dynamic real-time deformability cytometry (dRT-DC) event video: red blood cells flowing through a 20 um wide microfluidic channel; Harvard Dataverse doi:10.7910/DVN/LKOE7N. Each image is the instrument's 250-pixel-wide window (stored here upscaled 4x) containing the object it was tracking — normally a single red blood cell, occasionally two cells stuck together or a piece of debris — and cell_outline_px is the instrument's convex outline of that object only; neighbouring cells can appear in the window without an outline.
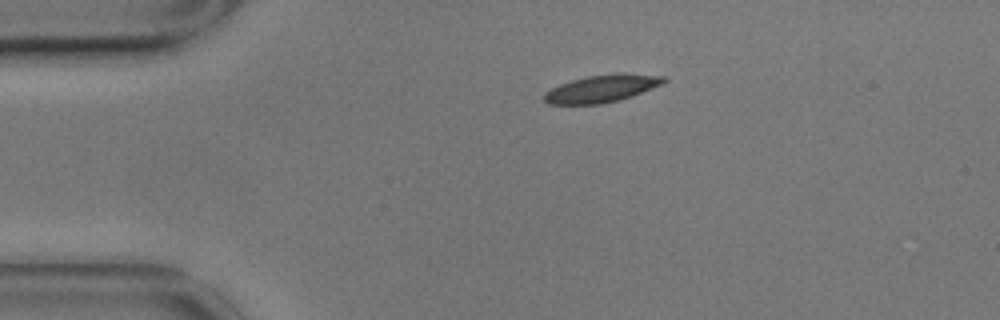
{"species": "common noctule bat (a hibernating species)", "species_latin": "Nyctalus noctula", "temperature_condition": "cold", "stored_images_in_passage": 43, "camera_frame_rate_fps": 3000, "um_per_image_px": 0.085, "animal": {"sex": "male", "body_mass_g": 17.9}, "frame": {"image": 1, "passage_image": 1, "time_ms": 0.0, "image_size_px": [1000, 320], "cell_outline_px": [[668, 80], [664, 84], [632, 96], [620, 100], [600, 104], [548, 104], [544, 100], [544, 92], [560, 84], [572, 80], [588, 76], [616, 72], [624, 72], [668, 76]], "centroid_in_image_um": [51.24, 7.5], "position_along_channel_um": 33.8, "area_um2": 19.48}}
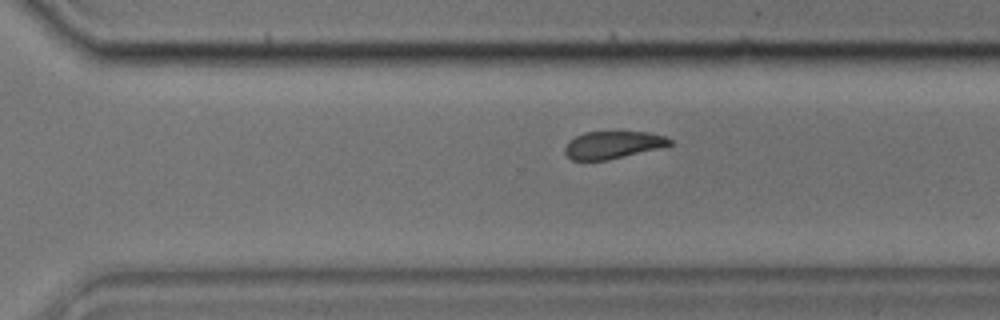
{"frame": {"image": 2, "passage_image": 29, "time_ms": 9.333, "image_size_px": [1000, 320], "cell_outline_px": [[672, 144], [608, 160], [572, 160], [564, 152], [564, 148], [568, 140], [584, 132], [648, 132], [664, 136], [672, 140]], "centroid_in_image_um": [52.03, 12.31], "position_along_channel_um": 318.6, "area_um2": 16.53}}
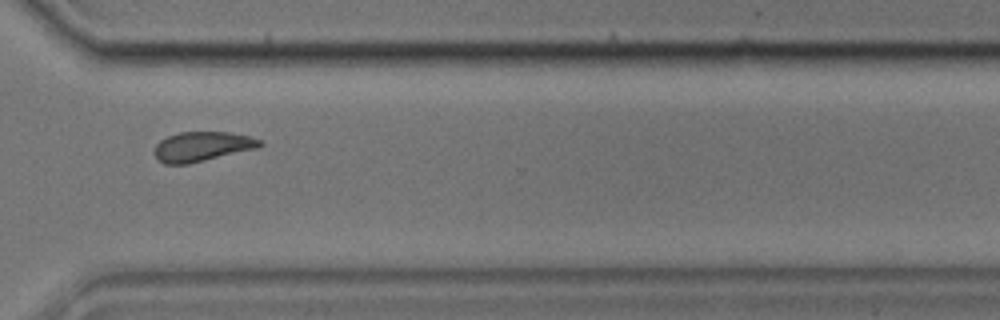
{"frame": {"image": 3, "passage_image": 32, "time_ms": 10.333, "image_size_px": [1000, 320], "cell_outline_px": [[264, 144], [260, 148], [188, 164], [164, 164], [152, 152], [156, 144], [160, 140], [168, 136], [180, 132], [228, 132], [248, 136], [260, 140]], "centroid_in_image_um": [17.19, 12.46], "position_along_channel_um": 353.4, "area_um2": 18.32}, "authors_computed_cell_mechanics": {"area_um2": 18.3804, "velocity_mm_per_s": 3.4597, "shape_relaxation_time_tau1_ms": 7.882, "shape_relaxation_time_tau2_ms": 6.5859, "deformation_change_tau1": 0.176, "deformation_change_tau2": 0.1244}}